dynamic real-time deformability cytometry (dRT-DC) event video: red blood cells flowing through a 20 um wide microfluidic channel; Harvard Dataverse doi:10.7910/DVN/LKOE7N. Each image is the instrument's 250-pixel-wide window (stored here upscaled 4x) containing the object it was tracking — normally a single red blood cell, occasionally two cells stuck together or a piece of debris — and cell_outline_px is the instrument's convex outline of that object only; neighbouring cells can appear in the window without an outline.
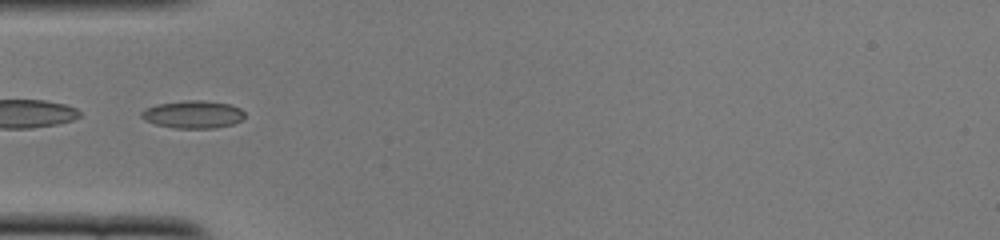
{"species": "common noctule bat (a hibernating species)", "species_latin": "Nyctalus noctula", "temperature_condition": "cold", "stored_images_in_passage": 50, "segment_of_instrument_passage": [2, 2], "camera_frame_rate_fps": 3000, "um_per_image_px": 0.085, "animal": {"sex": "female", "body_mass_g": 22.0, "forearm_length_mm": 56.7}, "frame": {"image": 1, "passage_image": 16, "time_ms": 5.0, "image_size_px": [1000, 240], "cell_outline_px": [[244, 116], [240, 120], [232, 124], [216, 128], [172, 128], [156, 124], [144, 120], [140, 116], [140, 112], [144, 108], [156, 104], [184, 100], [204, 100], [232, 104], [240, 108], [244, 112]], "centroid_in_image_um": [16.38, 9.71], "position_along_channel_um": 68.6, "area_um2": 16.88}}
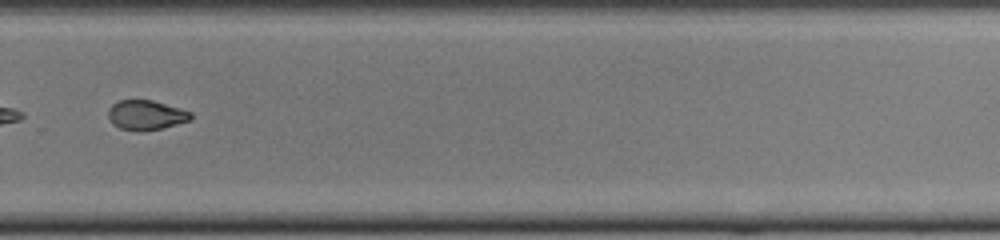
{"frame": {"image": 2, "passage_image": 35, "time_ms": 11.333, "image_size_px": [1000, 240], "cell_outline_px": [[192, 120], [160, 128], [140, 132], [136, 132], [120, 128], [112, 124], [108, 116], [108, 108], [112, 104], [120, 100], [152, 100], [180, 108], [192, 112]], "centroid_in_image_um": [12.4, 9.78], "position_along_channel_um": 317.4, "area_um2": 14.39}}
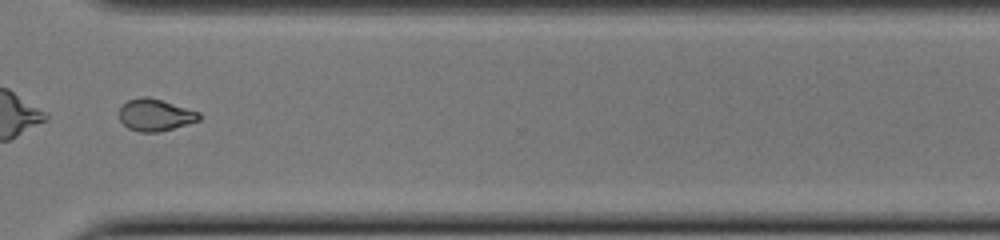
{"frame": {"image": 3, "passage_image": 38, "time_ms": 12.333, "image_size_px": [1000, 240], "cell_outline_px": [[200, 120], [160, 132], [140, 132], [128, 128], [120, 120], [120, 108], [128, 100], [140, 96], [148, 96], [200, 112]], "centroid_in_image_um": [13.19, 9.77], "position_along_channel_um": 357.4, "area_um2": 14.8}}